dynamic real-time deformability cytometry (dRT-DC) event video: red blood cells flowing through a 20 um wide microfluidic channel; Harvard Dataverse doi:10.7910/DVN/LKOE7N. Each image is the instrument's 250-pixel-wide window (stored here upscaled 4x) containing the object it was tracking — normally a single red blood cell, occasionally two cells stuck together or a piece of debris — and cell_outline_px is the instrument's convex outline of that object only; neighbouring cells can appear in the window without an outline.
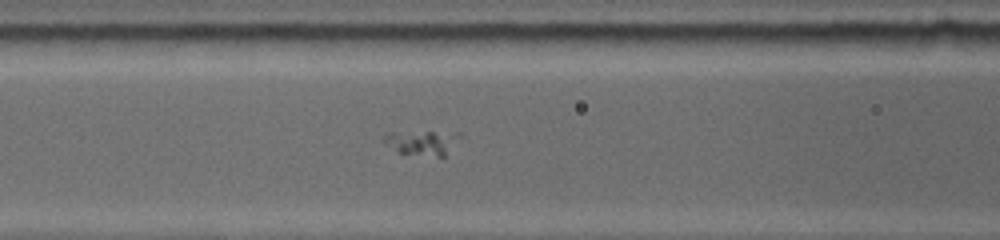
{"species": "common noctule bat (a hibernating species)", "species_latin": "Nyctalus noctula", "temperature_condition": "warm", "stored_images_in_passage": 24, "camera_frame_rate_fps": 5000, "um_per_image_px": 0.085, "animal": {"sex": "female", "body_mass_g": 19.0, "forearm_length_mm": 53.3}, "frame": {"image": 1, "passage_image": 5, "time_ms": 1.4, "image_size_px": [1000, 240], "cell_outline_px": [[460, 136], [444, 156], [436, 156], [400, 152], [384, 140], [384, 136], [388, 132], [460, 132]], "centroid_in_image_um": [35.92, 12.09], "position_along_channel_um": 130.7, "area_um2": 10.29}}